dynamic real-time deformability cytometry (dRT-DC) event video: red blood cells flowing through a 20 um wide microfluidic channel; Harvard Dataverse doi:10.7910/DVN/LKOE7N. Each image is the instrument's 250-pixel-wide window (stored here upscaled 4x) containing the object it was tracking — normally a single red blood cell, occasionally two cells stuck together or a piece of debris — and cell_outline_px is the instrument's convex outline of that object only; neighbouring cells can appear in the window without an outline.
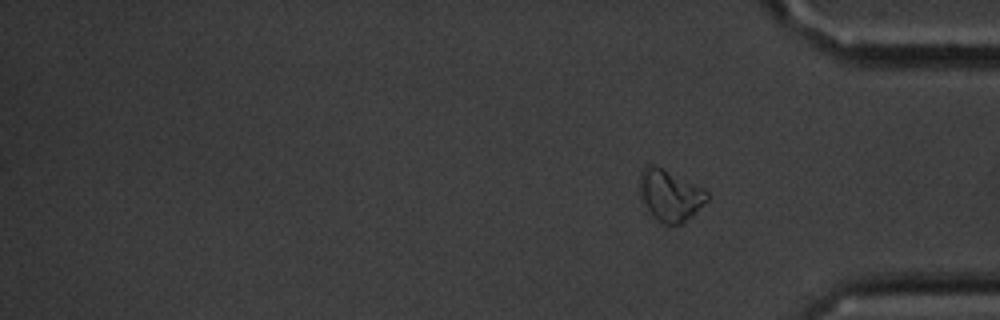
{"species": "common noctule bat (a hibernating species)", "species_latin": "Nyctalus noctula", "temperature_condition": "cold", "stored_images_in_passage": 16, "segment_of_instrument_passage": [2, 2], "camera_frame_rate_fps": 3000, "um_per_image_px": 0.085, "animal": {"sex": "male", "body_mass_g": 20.1, "forearm_length_mm": 53.5}, "frame": {"image": 1, "passage_image": 16, "time_ms": 18.333, "image_size_px": [1000, 320], "cell_outline_px": [[712, 196], [708, 200], [680, 224], [664, 224], [644, 204], [640, 196], [640, 172], [648, 164], [652, 164], [704, 188]], "centroid_in_image_um": [56.97, 16.57], "position_along_channel_um": 378.2, "area_um2": 19.54}}